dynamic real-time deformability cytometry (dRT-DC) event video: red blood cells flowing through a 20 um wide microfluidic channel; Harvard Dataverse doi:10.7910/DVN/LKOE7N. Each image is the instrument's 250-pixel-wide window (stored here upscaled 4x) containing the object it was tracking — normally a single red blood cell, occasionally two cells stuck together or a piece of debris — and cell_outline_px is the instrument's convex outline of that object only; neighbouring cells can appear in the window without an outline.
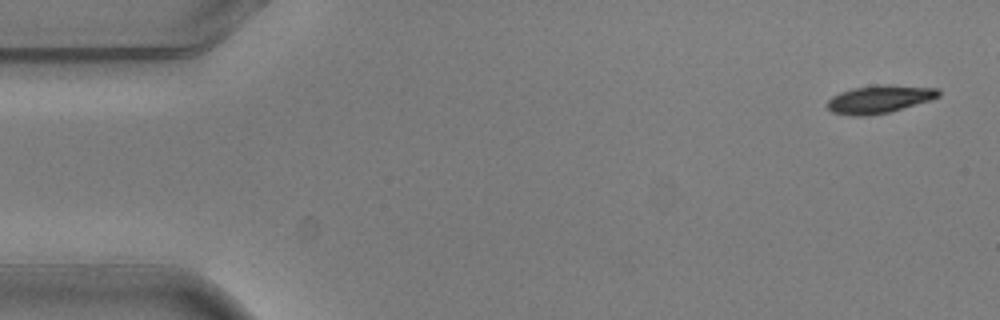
{"species": "common noctule bat (a hibernating species)", "species_latin": "Nyctalus noctula", "temperature_condition": "warm", "stored_images_in_passage": 6, "camera_frame_rate_fps": 3000, "um_per_image_px": 0.085, "animal": {"sex": "male", "body_mass_g": 20.5, "forearm_length_mm": 52.5}, "frame": {"image": 1, "passage_image": 1, "time_ms": 0.0, "image_size_px": [1000, 320], "cell_outline_px": [[940, 96], [932, 100], [888, 112], [864, 116], [852, 116], [832, 112], [824, 104], [832, 96], [840, 92], [852, 88], [884, 84], [892, 84], [940, 88]], "centroid_in_image_um": [74.76, 8.42], "position_along_channel_um": 10.2, "area_um2": 18.32}}
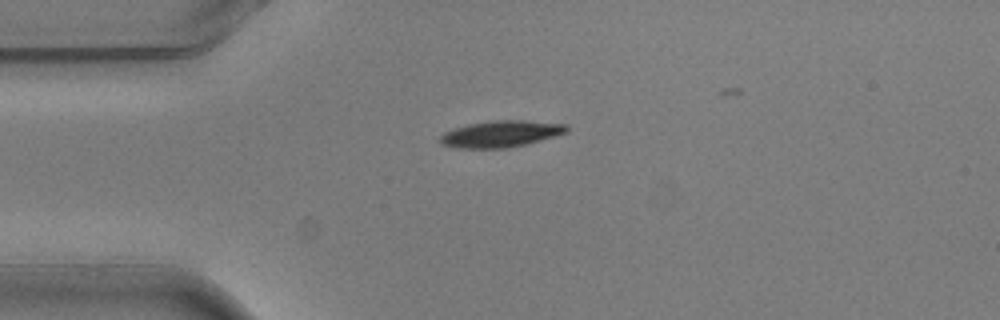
{"frame": {"image": 2, "passage_image": 3, "time_ms": 0.667, "image_size_px": [1000, 320], "cell_outline_px": [[568, 132], [556, 136], [508, 148], [460, 148], [440, 144], [440, 136], [444, 132], [468, 124], [492, 120], [524, 120], [568, 124]], "centroid_in_image_um": [42.6, 11.37], "position_along_channel_um": 42.4, "area_um2": 19.54}}
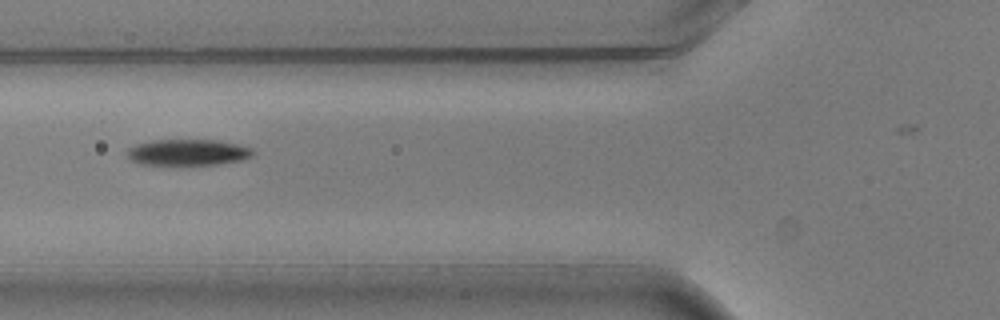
{"frame": {"image": 3, "passage_image": 5, "time_ms": 1.333, "image_size_px": [1000, 320], "cell_outline_px": [[256, 152], [252, 156], [240, 160], [216, 164], [140, 164], [132, 160], [124, 152], [128, 148], [136, 144], [152, 140], [216, 140], [236, 144], [252, 148]], "centroid_in_image_um": [15.95, 12.94], "position_along_channel_um": 109.9, "area_um2": 19.02}}